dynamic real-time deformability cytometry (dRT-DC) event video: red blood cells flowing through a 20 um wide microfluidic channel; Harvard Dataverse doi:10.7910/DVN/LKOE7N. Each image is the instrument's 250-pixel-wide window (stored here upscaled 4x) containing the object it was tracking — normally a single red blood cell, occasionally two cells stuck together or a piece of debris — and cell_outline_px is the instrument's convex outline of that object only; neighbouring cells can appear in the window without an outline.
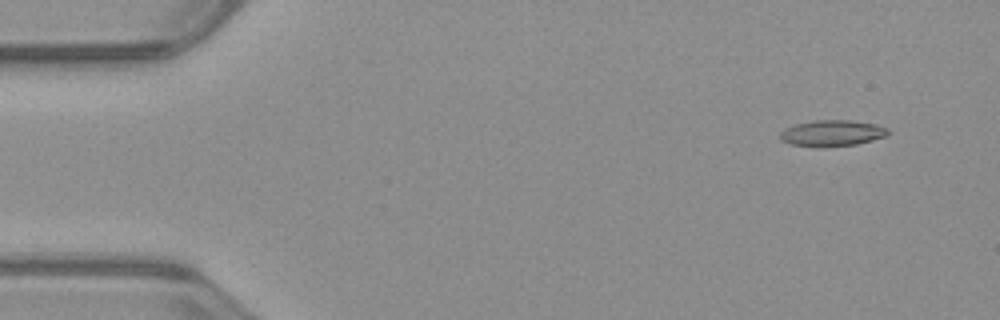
{"species": "common noctule bat (a hibernating species)", "species_latin": "Nyctalus noctula", "temperature_condition": "warm", "stored_images_in_passage": 11, "camera_frame_rate_fps": 3000, "um_per_image_px": 0.085, "animal": {"sex": "male", "body_mass_g": 23.1, "forearm_length_mm": 52.7}, "frame": {"image": 1, "passage_image": 4, "time_ms": 1.0, "image_size_px": [1000, 320], "cell_outline_px": [[892, 132], [888, 136], [856, 144], [824, 148], [816, 148], [792, 144], [780, 140], [780, 132], [784, 128], [796, 124], [816, 120], [852, 120], [876, 124], [888, 128]], "centroid_in_image_um": [70.76, 11.33], "position_along_channel_um": 14.2, "area_um2": 16.82}}